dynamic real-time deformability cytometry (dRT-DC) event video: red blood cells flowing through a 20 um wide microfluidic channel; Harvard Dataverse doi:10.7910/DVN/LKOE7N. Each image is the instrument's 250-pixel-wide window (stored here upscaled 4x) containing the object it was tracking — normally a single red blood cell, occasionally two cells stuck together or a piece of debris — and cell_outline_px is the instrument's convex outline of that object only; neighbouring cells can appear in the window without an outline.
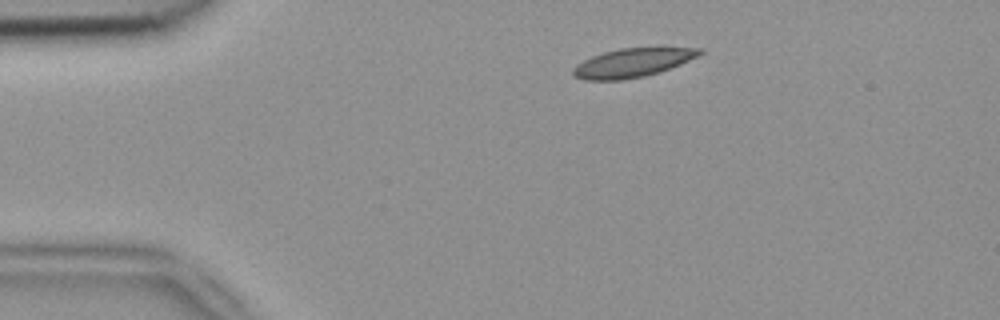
{"species": "common noctule bat (a hibernating species)", "species_latin": "Nyctalus noctula", "temperature_condition": "room temperature", "stored_images_in_passage": 4, "camera_frame_rate_fps": 3000, "um_per_image_px": 0.085, "animal": {"sex": "female", "body_mass_g": 18.4}, "frame": {"image": 1, "passage_image": 1, "time_ms": 0.0, "image_size_px": [1000, 320], "cell_outline_px": [[704, 52], [680, 64], [660, 72], [644, 76], [620, 80], [584, 80], [576, 76], [572, 72], [572, 68], [576, 64], [592, 56], [604, 52], [620, 48], [656, 44], [664, 44], [704, 48]], "centroid_in_image_um": [53.88, 5.25], "position_along_channel_um": 31.1, "area_um2": 22.31}}
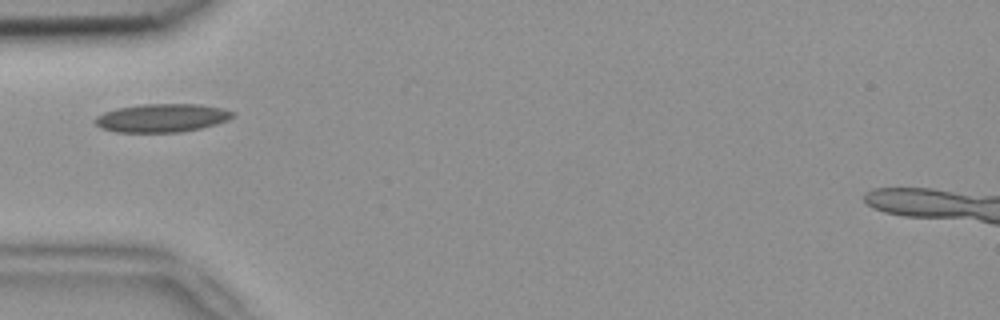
{"frame": {"image": 2, "passage_image": 3, "time_ms": 0.667, "image_size_px": [1000, 320], "cell_outline_px": [[236, 116], [228, 120], [216, 124], [200, 128], [180, 132], [116, 132], [100, 128], [92, 120], [96, 116], [104, 112], [116, 108], [144, 104], [200, 104], [224, 108], [236, 112]], "centroid_in_image_um": [13.78, 10.02], "position_along_channel_um": 71.2, "area_um2": 23.0}}